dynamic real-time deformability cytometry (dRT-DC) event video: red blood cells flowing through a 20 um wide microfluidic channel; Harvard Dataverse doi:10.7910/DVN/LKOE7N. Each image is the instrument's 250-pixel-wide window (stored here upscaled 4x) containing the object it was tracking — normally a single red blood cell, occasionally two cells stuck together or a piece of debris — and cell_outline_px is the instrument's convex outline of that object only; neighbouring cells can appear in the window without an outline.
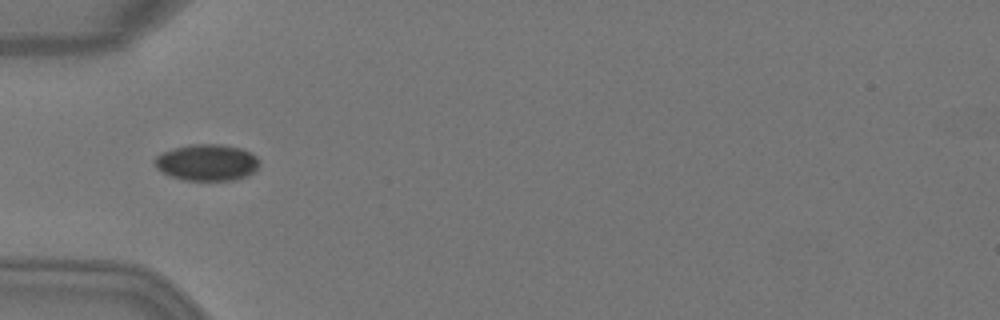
{"species": "Egyptian fruit bat (a non-hibernating species)", "species_latin": "Rousettus aegyptiacus", "temperature_condition": "warm", "stored_images_in_passage": 3, "camera_frame_rate_fps": 3000, "um_per_image_px": 0.085, "animal": {"sex": "female"}, "frame": {"image": 1, "passage_image": 3, "time_ms": 0.667, "image_size_px": [1000, 320], "cell_outline_px": [[260, 164], [252, 172], [244, 176], [232, 180], [184, 180], [172, 176], [156, 168], [156, 156], [172, 148], [188, 144], [224, 144], [240, 148], [256, 156], [260, 160]], "centroid_in_image_um": [17.6, 13.79], "position_along_channel_um": 67.4, "area_um2": 22.02}}